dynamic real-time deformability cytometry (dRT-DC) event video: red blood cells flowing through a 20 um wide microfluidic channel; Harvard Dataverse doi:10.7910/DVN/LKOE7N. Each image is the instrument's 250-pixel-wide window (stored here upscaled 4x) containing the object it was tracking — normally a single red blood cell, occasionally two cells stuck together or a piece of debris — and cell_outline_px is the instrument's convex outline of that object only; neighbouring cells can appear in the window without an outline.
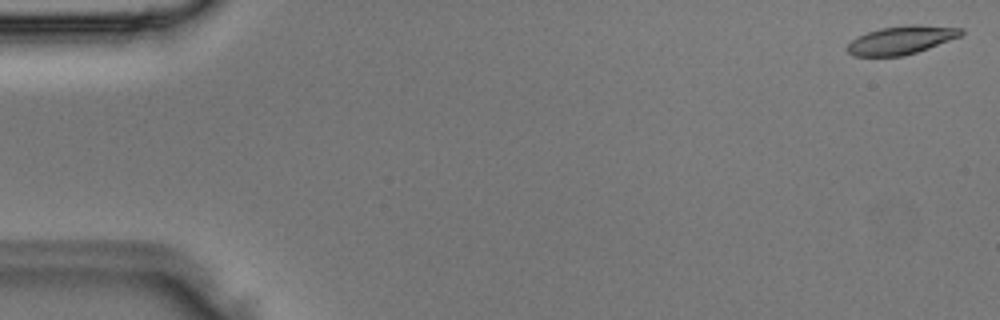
{"species": "Egyptian fruit bat (a non-hibernating species)", "species_latin": "Rousettus aegyptiacus", "temperature_condition": "room temperature", "stored_images_in_passage": 6, "camera_frame_rate_fps": 3000, "um_per_image_px": 0.085, "animal": {"sex": "male"}, "frame": {"image": 1, "passage_image": 1, "time_ms": 0.0, "image_size_px": [1000, 320], "cell_outline_px": [[964, 32], [960, 36], [928, 48], [904, 56], [852, 56], [844, 48], [856, 36], [880, 28], [908, 24], [916, 24], [964, 28]], "centroid_in_image_um": [76.58, 3.4], "position_along_channel_um": 8.4, "area_um2": 18.9}}
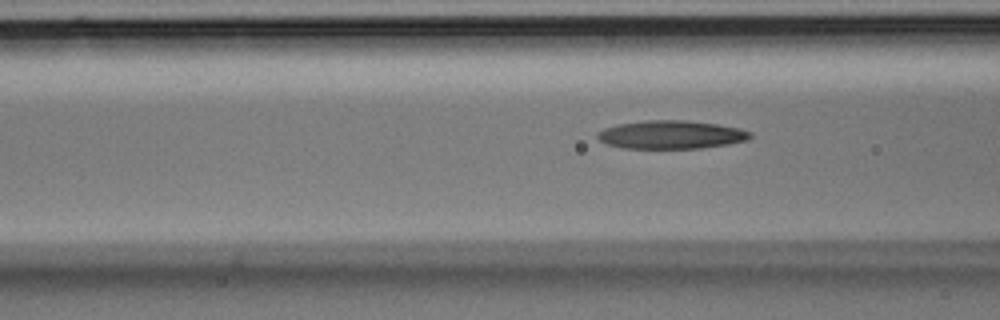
{"frame": {"image": 2, "passage_image": 6, "time_ms": 1.667, "image_size_px": [1000, 320], "cell_outline_px": [[752, 136], [748, 140], [728, 144], [700, 148], [624, 148], [604, 144], [596, 136], [596, 132], [604, 128], [620, 124], [648, 120], [684, 120], [716, 124], [740, 128], [752, 132]], "centroid_in_image_um": [57.04, 11.45], "position_along_channel_um": 109.6, "area_um2": 25.2}}